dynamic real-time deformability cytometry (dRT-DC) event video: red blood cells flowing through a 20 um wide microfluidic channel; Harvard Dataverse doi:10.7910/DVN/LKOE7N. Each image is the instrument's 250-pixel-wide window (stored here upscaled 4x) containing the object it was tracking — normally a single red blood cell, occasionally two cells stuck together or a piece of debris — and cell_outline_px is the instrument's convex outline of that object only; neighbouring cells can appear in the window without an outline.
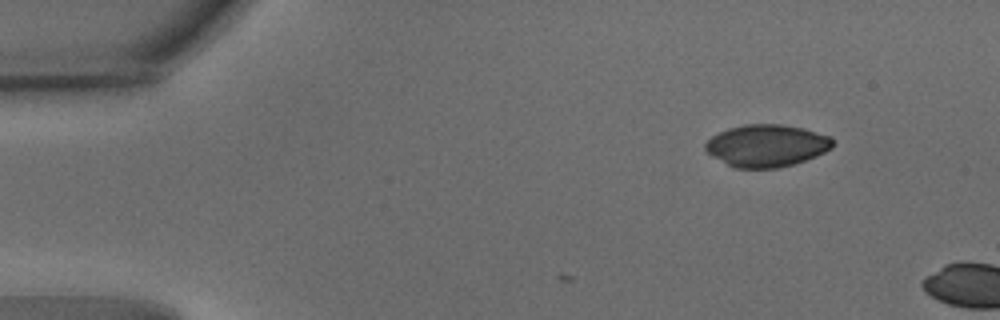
{"species": "common noctule bat (a hibernating species)", "species_latin": "Nyctalus noctula", "temperature_condition": "warm", "stored_images_in_passage": 4, "camera_frame_rate_fps": 3000, "um_per_image_px": 0.085, "animal": {"sex": "male", "body_mass_g": 15.6}, "frame": {"image": 1, "passage_image": 1, "time_ms": 0.0, "image_size_px": [1000, 320], "cell_outline_px": [[832, 148], [816, 156], [792, 164], [776, 168], [732, 168], [712, 156], [704, 148], [704, 144], [712, 136], [728, 128], [744, 124], [780, 124], [804, 128], [832, 136]], "centroid_in_image_um": [65.15, 12.37], "position_along_channel_um": 19.9, "area_um2": 31.39}}